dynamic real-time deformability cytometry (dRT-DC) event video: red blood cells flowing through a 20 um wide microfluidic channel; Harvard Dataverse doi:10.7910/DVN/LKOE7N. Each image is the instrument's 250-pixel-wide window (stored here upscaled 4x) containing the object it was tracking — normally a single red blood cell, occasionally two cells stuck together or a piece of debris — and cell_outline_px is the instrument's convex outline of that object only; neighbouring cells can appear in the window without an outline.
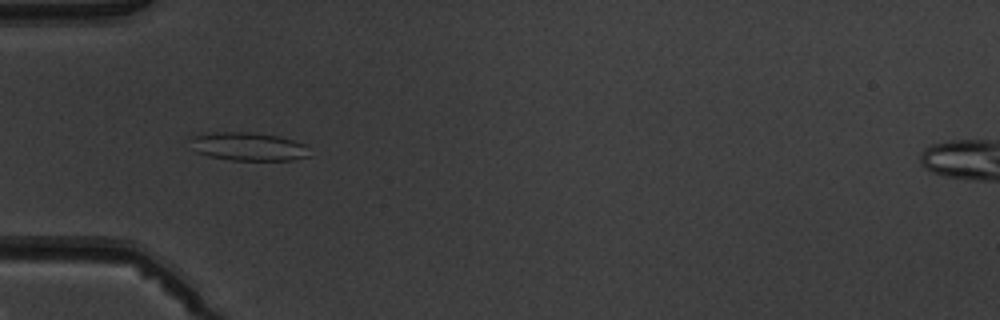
{"species": "common noctule bat (a hibernating species)", "species_latin": "Nyctalus noctula", "temperature_condition": "warm", "stored_images_in_passage": 6, "camera_frame_rate_fps": 3000, "um_per_image_px": 0.085, "animal": {"sex": "male", "body_mass_g": 19.5, "forearm_length_mm": 54.6}, "frame": {"image": 1, "passage_image": 4, "time_ms": 4.333, "image_size_px": [1000, 320], "cell_outline_px": [[308, 156], [292, 160], [232, 160], [208, 156], [196, 152], [192, 140], [192, 136], [212, 132], [252, 132], [280, 136], [304, 144]], "centroid_in_image_um": [21.09, 12.45], "position_along_channel_um": 63.9, "area_um2": 19.36}}
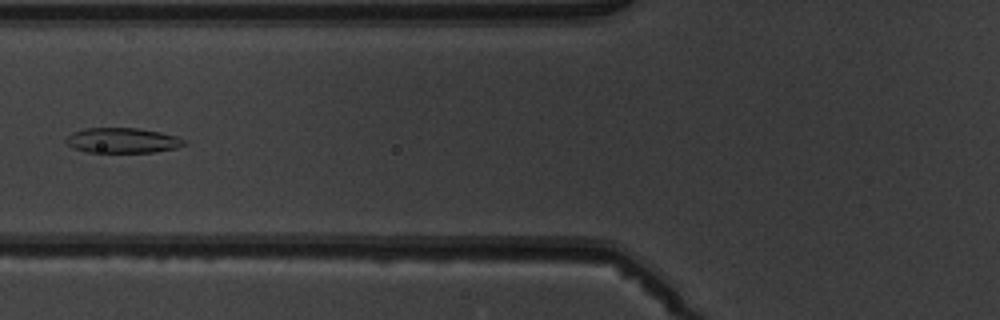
{"frame": {"image": 2, "passage_image": 5, "time_ms": 5.667, "image_size_px": [1000, 320], "cell_outline_px": [[188, 144], [176, 148], [156, 152], [88, 152], [72, 148], [64, 140], [72, 132], [84, 128], [136, 128], [160, 132], [176, 136], [188, 140]], "centroid_in_image_um": [10.44, 11.94], "position_along_channel_um": 115.4, "area_um2": 17.46}}
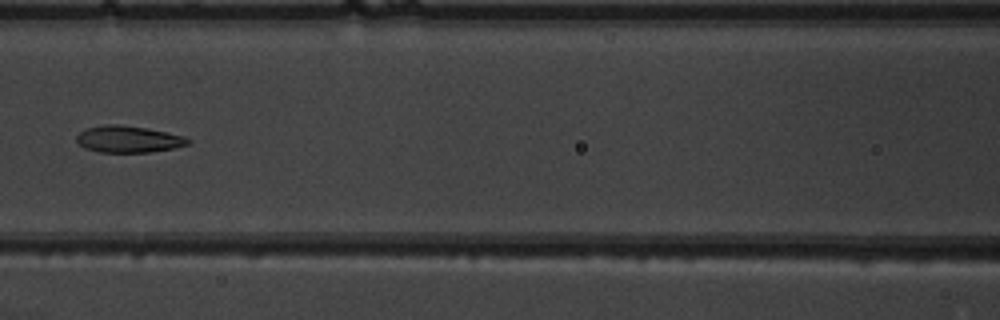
{"frame": {"image": 3, "passage_image": 6, "time_ms": 6.667, "image_size_px": [1000, 320], "cell_outline_px": [[192, 140], [188, 144], [176, 148], [148, 152], [100, 152], [84, 148], [76, 140], [76, 136], [84, 128], [104, 124], [116, 124], [148, 128], [184, 136]], "centroid_in_image_um": [10.91, 11.82], "position_along_channel_um": 155.7, "area_um2": 17.46}}